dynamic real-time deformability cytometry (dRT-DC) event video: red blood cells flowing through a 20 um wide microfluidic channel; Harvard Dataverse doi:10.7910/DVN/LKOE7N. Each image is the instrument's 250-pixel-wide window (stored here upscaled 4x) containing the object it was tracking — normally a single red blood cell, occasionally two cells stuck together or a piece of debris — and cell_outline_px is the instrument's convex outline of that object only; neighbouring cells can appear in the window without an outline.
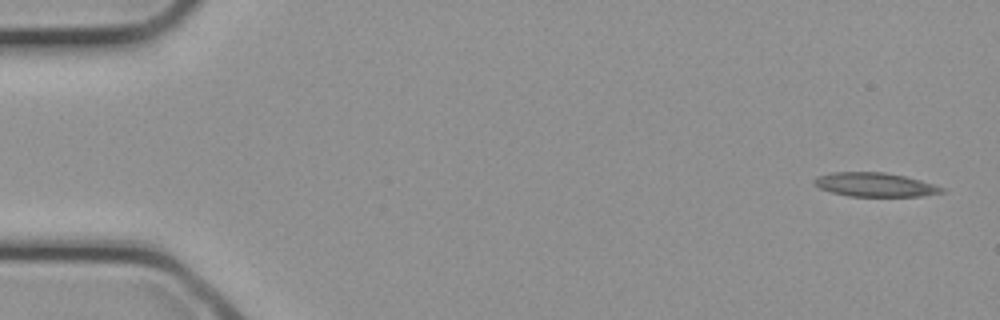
{"species": "common noctule bat (a hibernating species)", "species_latin": "Nyctalus noctula", "temperature_condition": "cold", "stored_images_in_passage": 32, "segment_of_instrument_passage": [1, 2], "camera_frame_rate_fps": 3000, "um_per_image_px": 0.085, "animal": {"sex": "female", "body_mass_g": 21.9}, "frame": {"image": 1, "passage_image": 1, "time_ms": 0.0, "image_size_px": [1000, 320], "cell_outline_px": [[944, 192], [924, 196], [848, 196], [832, 192], [820, 188], [812, 184], [812, 180], [816, 176], [832, 172], [884, 172], [904, 176], [920, 180], [944, 188]], "centroid_in_image_um": [74.32, 15.69], "position_along_channel_um": 10.7, "area_um2": 17.8}}
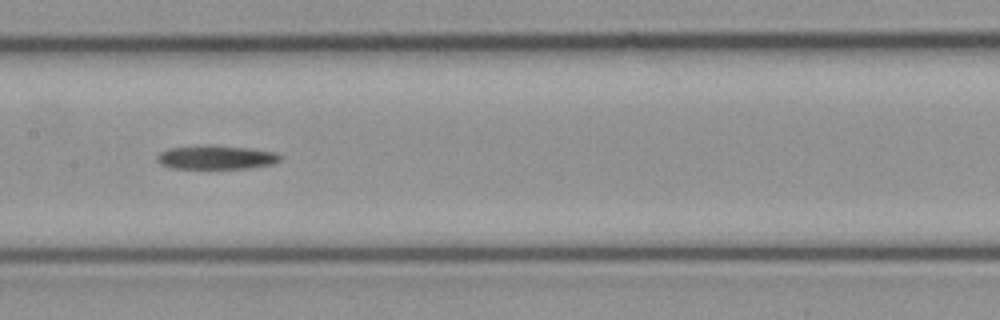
{"frame": {"image": 2, "passage_image": 15, "time_ms": 4.667, "image_size_px": [1000, 320], "cell_outline_px": [[280, 160], [272, 164], [248, 168], [172, 168], [160, 164], [156, 160], [156, 156], [160, 152], [168, 148], [248, 148], [272, 152], [280, 156]], "centroid_in_image_um": [18.34, 13.43], "position_along_channel_um": 189.1, "area_um2": 15.9}}
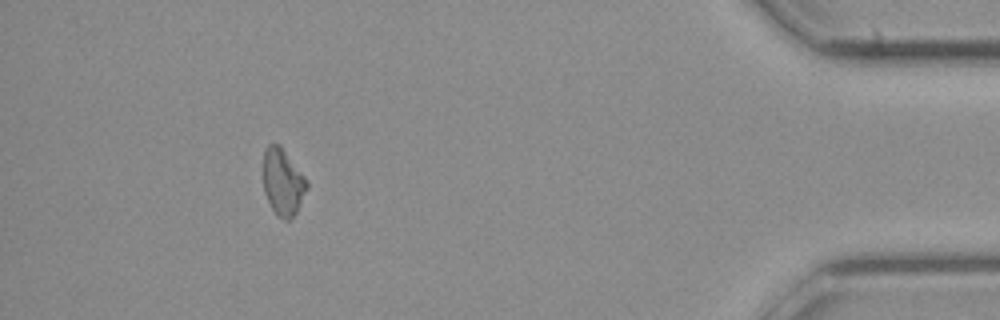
{"frame": {"image": 3, "passage_image": 28, "time_ms": 9.0, "image_size_px": [1000, 320], "cell_outline_px": [[308, 188], [296, 212], [288, 220], [284, 220], [276, 216], [264, 192], [264, 148], [268, 144], [280, 144], [308, 180]], "centroid_in_image_um": [24.05, 15.46], "position_along_channel_um": 411.1, "area_um2": 16.99}}